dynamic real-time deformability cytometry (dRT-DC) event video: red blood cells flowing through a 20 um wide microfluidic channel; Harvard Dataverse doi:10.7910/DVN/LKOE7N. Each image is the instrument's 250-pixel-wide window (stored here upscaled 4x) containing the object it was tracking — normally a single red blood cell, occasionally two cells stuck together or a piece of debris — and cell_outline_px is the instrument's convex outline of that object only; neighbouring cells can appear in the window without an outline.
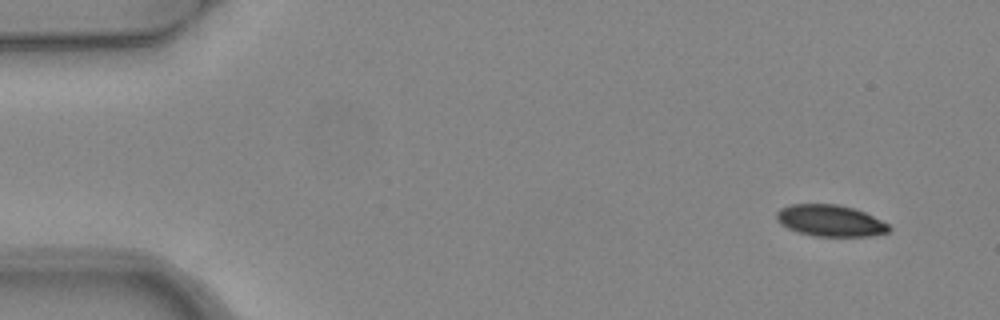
{"species": "common noctule bat (a hibernating species)", "species_latin": "Nyctalus noctula", "temperature_condition": "warm", "stored_images_in_passage": 5, "camera_frame_rate_fps": 3000, "um_per_image_px": 0.085, "animal": {"sex": "female", "body_mass_g": 24.6, "forearm_length_mm": 56.2}, "frame": {"image": 1, "passage_image": 1, "time_ms": 0.0, "image_size_px": [1000, 320], "cell_outline_px": [[892, 228], [888, 232], [872, 236], [812, 236], [796, 232], [780, 224], [776, 220], [776, 212], [780, 208], [792, 204], [836, 204], [856, 208], [888, 224]], "centroid_in_image_um": [70.55, 18.76], "position_along_channel_um": 14.5, "area_um2": 20.81}}
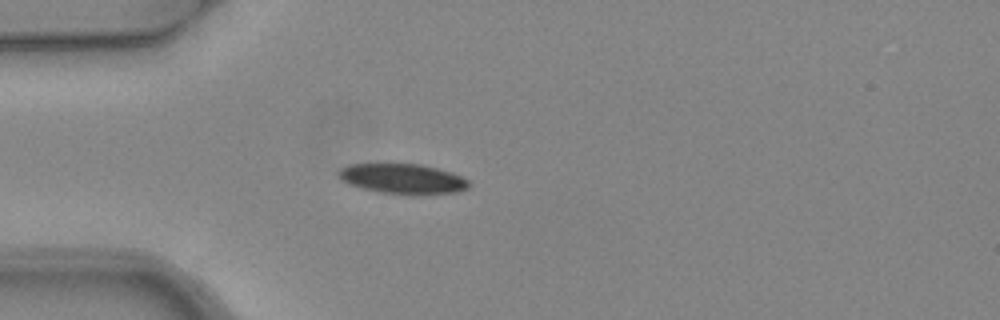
{"frame": {"image": 2, "passage_image": 4, "time_ms": 1.0, "image_size_px": [1000, 320], "cell_outline_px": [[468, 188], [456, 192], [380, 192], [364, 188], [352, 184], [344, 180], [336, 172], [340, 168], [348, 164], [420, 164], [452, 172], [468, 180]], "centroid_in_image_um": [34.21, 15.14], "position_along_channel_um": 50.8, "area_um2": 21.68}}